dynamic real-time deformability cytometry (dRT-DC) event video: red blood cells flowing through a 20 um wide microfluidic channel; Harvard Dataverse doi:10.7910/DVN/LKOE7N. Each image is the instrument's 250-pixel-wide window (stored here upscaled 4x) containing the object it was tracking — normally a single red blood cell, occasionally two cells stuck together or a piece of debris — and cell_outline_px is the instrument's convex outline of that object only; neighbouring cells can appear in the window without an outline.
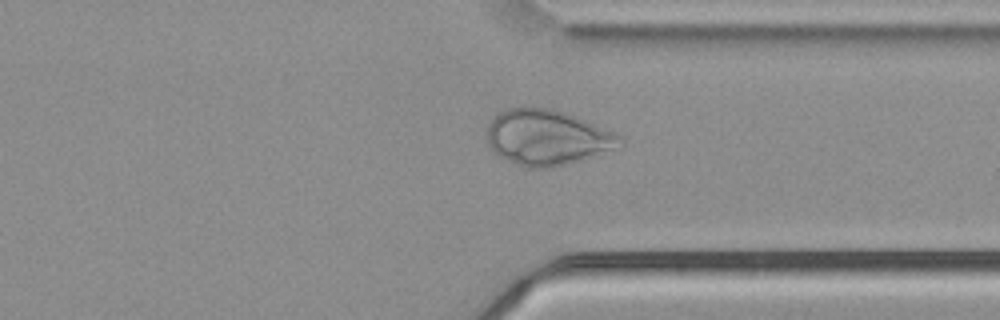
{"species": "common noctule bat (a hibernating species)", "species_latin": "Nyctalus noctula", "temperature_condition": "cold", "stored_images_in_passage": 53, "camera_frame_rate_fps": 3000, "um_per_image_px": 0.085, "animal": {"sex": "male", "body_mass_g": 21.5, "forearm_length_mm": 52.0}, "frame": {"image": 1, "passage_image": 41, "time_ms": 13.333, "image_size_px": [1000, 320], "cell_outline_px": [[624, 144], [620, 148], [580, 160], [548, 168], [528, 168], [500, 156], [488, 144], [488, 124], [496, 112], [508, 108], [548, 108], [564, 112], [576, 116], [616, 132], [624, 140]], "centroid_in_image_um": [46.56, 11.67], "position_along_channel_um": 364.8, "area_um2": 42.83}}